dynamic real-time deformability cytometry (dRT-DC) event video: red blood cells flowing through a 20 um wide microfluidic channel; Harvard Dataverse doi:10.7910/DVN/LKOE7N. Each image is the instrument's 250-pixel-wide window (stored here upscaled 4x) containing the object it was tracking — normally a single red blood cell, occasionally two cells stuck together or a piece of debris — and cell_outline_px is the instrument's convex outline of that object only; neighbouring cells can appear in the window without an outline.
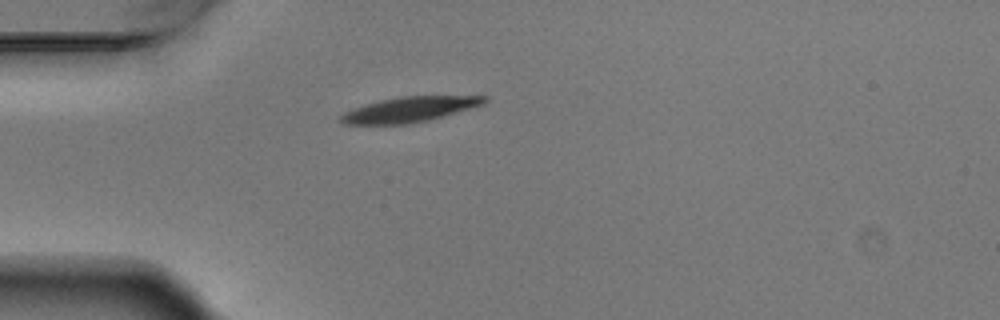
{"species": "Egyptian fruit bat (a non-hibernating species)", "species_latin": "Rousettus aegyptiacus", "temperature_condition": "warm", "stored_images_in_passage": 1, "camera_frame_rate_fps": 3000, "um_per_image_px": 0.085, "animal": {"sex": "male"}, "frame": {"image": 1, "passage_image": 1, "time_ms": 0.0, "image_size_px": [1000, 320], "cell_outline_px": [[488, 100], [484, 104], [428, 120], [408, 124], [344, 124], [340, 120], [340, 116], [344, 112], [352, 108], [364, 104], [380, 100], [400, 96], [488, 96]], "centroid_in_image_um": [34.78, 9.29], "position_along_channel_um": 50.2, "area_um2": 20.92}}